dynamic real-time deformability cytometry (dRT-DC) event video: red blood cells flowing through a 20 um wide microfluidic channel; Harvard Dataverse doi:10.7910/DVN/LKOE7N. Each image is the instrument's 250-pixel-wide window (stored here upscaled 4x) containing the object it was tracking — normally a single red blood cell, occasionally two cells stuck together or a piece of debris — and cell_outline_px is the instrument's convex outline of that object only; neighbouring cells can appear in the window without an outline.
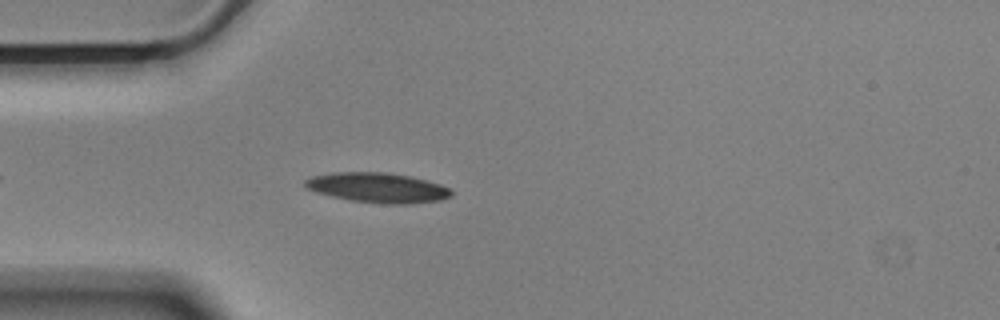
{"species": "Egyptian fruit bat (a non-hibernating species)", "species_latin": "Rousettus aegyptiacus", "temperature_condition": "cold", "stored_images_in_passage": 31, "camera_frame_rate_fps": 3000, "um_per_image_px": 0.085, "animal": {"sex": "male"}, "frame": {"image": 1, "passage_image": 6, "time_ms": 1.667, "image_size_px": [1000, 320], "cell_outline_px": [[452, 196], [440, 200], [412, 204], [380, 204], [348, 200], [316, 192], [308, 188], [304, 184], [304, 180], [312, 176], [332, 172], [384, 172], [412, 176], [428, 180], [452, 188]], "centroid_in_image_um": [32.14, 15.95], "position_along_channel_um": 52.9, "area_um2": 25.84}}
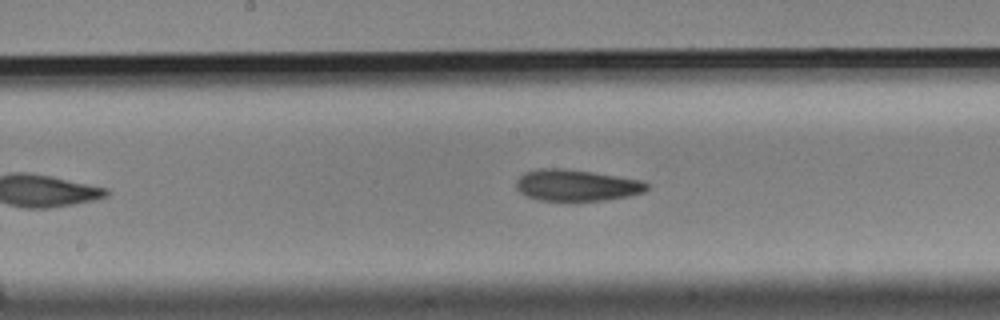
{"frame": {"image": 2, "passage_image": 19, "time_ms": 6.0, "image_size_px": [1000, 320], "cell_outline_px": [[648, 188], [644, 192], [628, 196], [604, 200], [540, 200], [528, 196], [520, 192], [516, 188], [516, 180], [524, 172], [540, 168], [568, 168], [644, 180], [648, 184]], "centroid_in_image_um": [49.02, 15.73], "position_along_channel_um": 199.2, "area_um2": 23.99}}
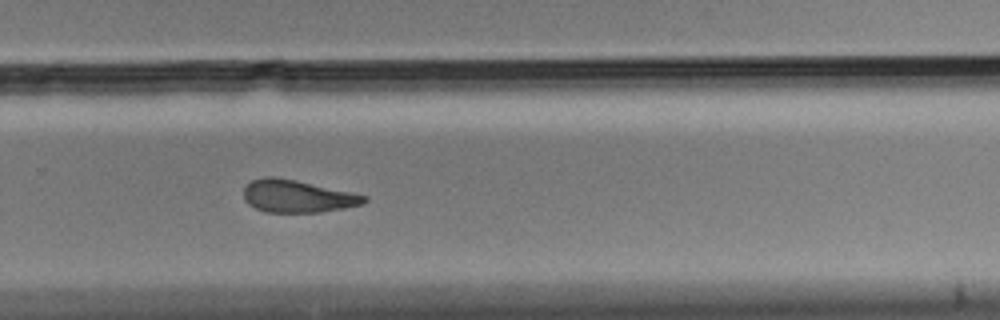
{"frame": {"image": 3, "passage_image": 28, "time_ms": 9.0, "image_size_px": [1000, 320], "cell_outline_px": [[368, 200], [360, 204], [344, 208], [320, 212], [264, 212], [248, 204], [244, 200], [244, 188], [252, 180], [264, 176], [272, 176], [296, 180], [352, 192], [368, 196]], "centroid_in_image_um": [25.26, 16.67], "position_along_channel_um": 304.5, "area_um2": 22.77}}